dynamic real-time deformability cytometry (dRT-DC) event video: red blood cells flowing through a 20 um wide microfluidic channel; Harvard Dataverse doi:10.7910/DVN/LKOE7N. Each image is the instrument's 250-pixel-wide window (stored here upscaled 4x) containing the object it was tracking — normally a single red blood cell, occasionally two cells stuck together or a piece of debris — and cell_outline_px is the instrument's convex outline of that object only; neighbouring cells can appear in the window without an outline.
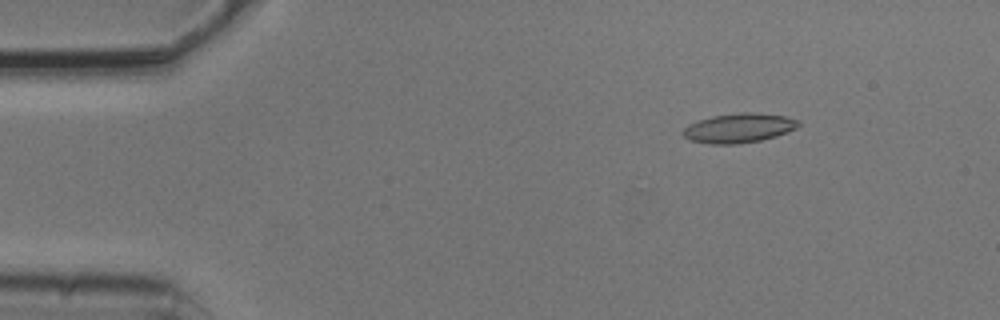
{"species": "common noctule bat (a hibernating species)", "species_latin": "Nyctalus noctula", "temperature_condition": "cold", "stored_images_in_passage": 6, "camera_frame_rate_fps": 3000, "um_per_image_px": 0.085, "animal": {"sex": "male", "body_mass_g": 20.5, "forearm_length_mm": 52.5}, "frame": {"image": 1, "passage_image": 2, "time_ms": 0.333, "image_size_px": [1000, 320], "cell_outline_px": [[800, 124], [796, 128], [776, 136], [760, 140], [736, 144], [708, 144], [688, 140], [680, 132], [688, 124], [712, 116], [740, 112], [756, 112], [784, 116], [800, 120]], "centroid_in_image_um": [62.77, 10.88], "position_along_channel_um": 22.2, "area_um2": 19.88}}
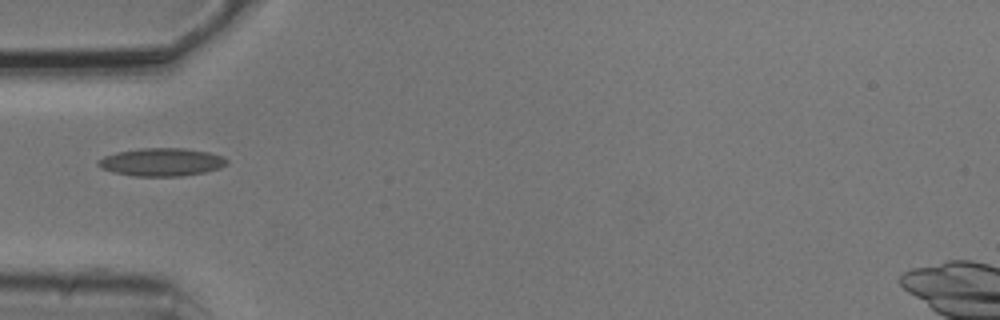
{"frame": {"image": 2, "passage_image": 5, "time_ms": 1.333, "image_size_px": [1000, 320], "cell_outline_px": [[228, 164], [220, 168], [204, 172], [180, 176], [132, 176], [112, 172], [100, 168], [96, 164], [96, 160], [104, 156], [116, 152], [140, 148], [184, 148], [208, 152], [224, 156], [228, 160]], "centroid_in_image_um": [13.71, 13.77], "position_along_channel_um": 71.3, "area_um2": 21.21}}
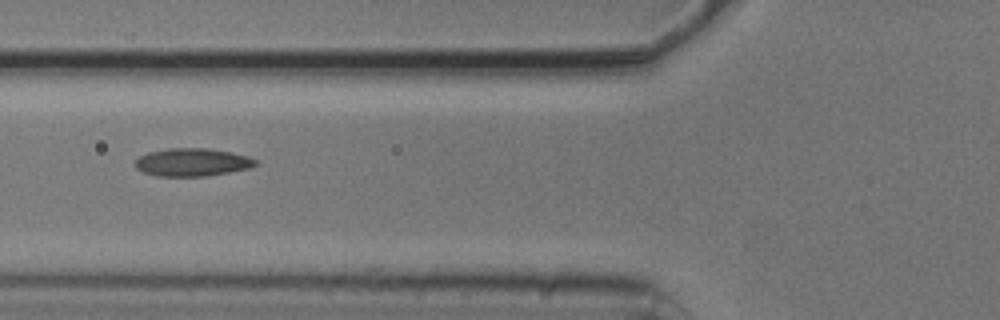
{"frame": {"image": 3, "passage_image": 6, "time_ms": 1.667, "image_size_px": [1000, 320], "cell_outline_px": [[260, 164], [252, 168], [204, 176], [156, 176], [144, 172], [136, 168], [132, 164], [140, 156], [148, 152], [168, 148], [208, 148], [232, 152], [248, 156], [256, 160]], "centroid_in_image_um": [16.36, 13.78], "position_along_channel_um": 109.4, "area_um2": 19.77}}